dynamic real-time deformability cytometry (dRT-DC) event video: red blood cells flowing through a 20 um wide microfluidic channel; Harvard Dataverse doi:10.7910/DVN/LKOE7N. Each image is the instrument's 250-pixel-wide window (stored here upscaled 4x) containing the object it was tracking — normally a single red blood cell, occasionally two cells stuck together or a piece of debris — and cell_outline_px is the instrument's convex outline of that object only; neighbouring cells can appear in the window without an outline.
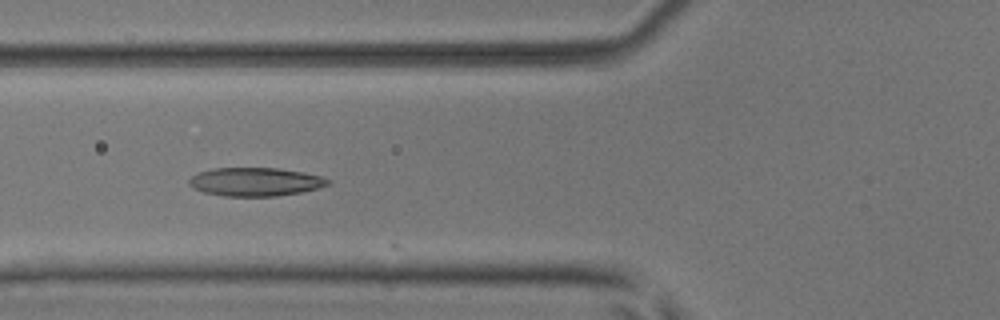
{"species": "common noctule bat (a hibernating species)", "species_latin": "Nyctalus noctula", "temperature_condition": "room temperature", "stored_images_in_passage": 22, "camera_frame_rate_fps": 3000, "um_per_image_px": 0.085, "animal": {"sex": "male", "body_mass_g": 17.9, "forearm_length_mm": 54.2}, "frame": {"image": 1, "passage_image": 18, "time_ms": 5.667, "image_size_px": [1000, 320], "cell_outline_px": [[332, 184], [300, 192], [276, 196], [224, 196], [204, 192], [192, 188], [188, 184], [188, 180], [192, 176], [200, 172], [212, 168], [276, 168], [304, 172], [320, 176], [332, 180]], "centroid_in_image_um": [21.7, 15.45], "position_along_channel_um": 104.1, "area_um2": 23.06}}
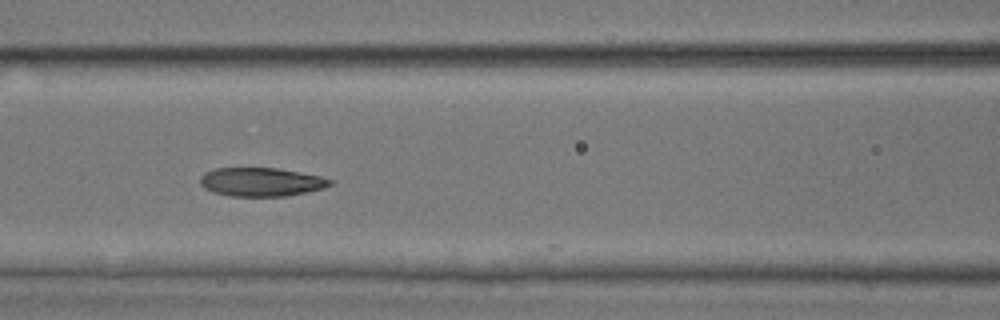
{"frame": {"image": 2, "passage_image": 21, "time_ms": 6.667, "image_size_px": [1000, 320], "cell_outline_px": [[332, 184], [324, 188], [284, 196], [232, 196], [212, 192], [204, 188], [200, 184], [200, 176], [204, 172], [216, 168], [276, 168], [300, 172], [320, 176], [332, 180]], "centroid_in_image_um": [22.16, 15.46], "position_along_channel_um": 144.4, "area_um2": 21.62}}